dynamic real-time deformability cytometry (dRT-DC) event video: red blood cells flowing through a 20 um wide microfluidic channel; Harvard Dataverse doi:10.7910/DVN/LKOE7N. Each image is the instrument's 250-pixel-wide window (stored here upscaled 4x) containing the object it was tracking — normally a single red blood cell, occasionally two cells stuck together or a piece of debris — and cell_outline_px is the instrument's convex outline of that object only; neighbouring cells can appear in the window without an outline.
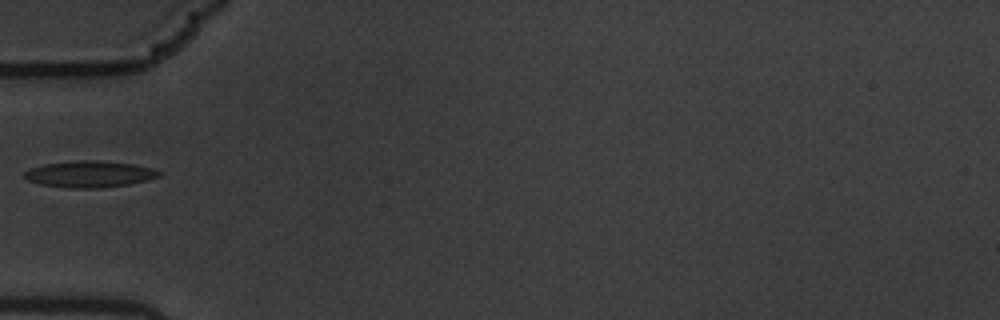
{"species": "common noctule bat (a hibernating species)", "species_latin": "Nyctalus noctula", "temperature_condition": "warm", "stored_images_in_passage": 40, "camera_frame_rate_fps": 3000, "um_per_image_px": 0.085, "animal": {"sex": "male", "body_mass_g": 19.5, "forearm_length_mm": 54.6}, "frame": {"image": 1, "passage_image": 1, "time_ms": 0.0, "image_size_px": [1000, 320], "cell_outline_px": [[164, 172], [160, 176], [148, 180], [128, 184], [96, 188], [68, 188], [40, 184], [28, 180], [24, 176], [24, 172], [32, 168], [44, 164], [76, 160], [96, 160], [132, 164], [152, 168]], "centroid_in_image_um": [7.63, 14.8], "position_along_channel_um": 77.4, "area_um2": 20.69}}
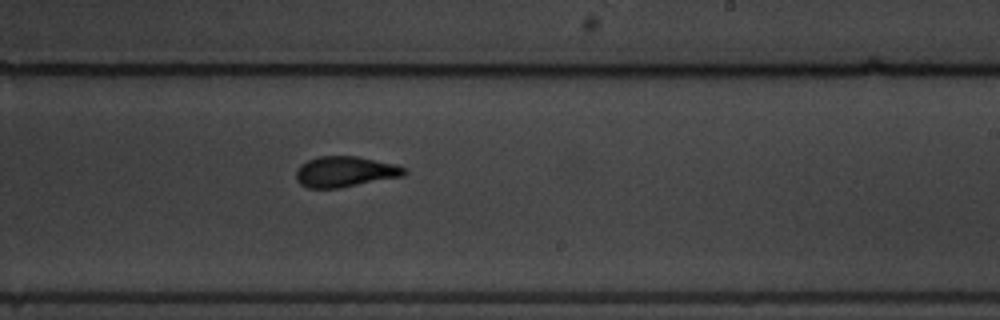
{"frame": {"image": 2, "passage_image": 17, "time_ms": 5.333, "image_size_px": [1000, 320], "cell_outline_px": [[408, 172], [404, 176], [340, 188], [308, 188], [300, 184], [296, 180], [296, 172], [300, 164], [308, 160], [320, 156], [356, 156], [396, 164], [408, 168]], "centroid_in_image_um": [29.36, 14.6], "position_along_channel_um": 259.6, "area_um2": 19.54}}
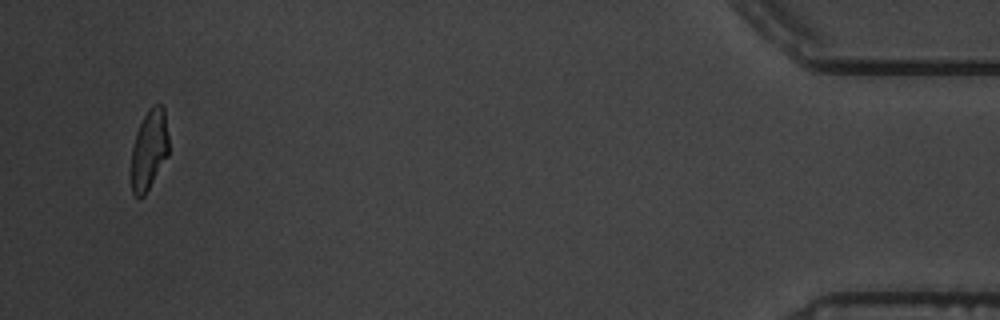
{"frame": {"image": 3, "passage_image": 38, "time_ms": 12.333, "image_size_px": [1000, 320], "cell_outline_px": [[168, 156], [144, 196], [140, 200], [132, 192], [132, 148], [136, 132], [148, 108], [152, 104], [160, 104], [164, 108], [168, 136]], "centroid_in_image_um": [12.68, 12.71], "position_along_channel_um": 422.5, "area_um2": 17.46}}